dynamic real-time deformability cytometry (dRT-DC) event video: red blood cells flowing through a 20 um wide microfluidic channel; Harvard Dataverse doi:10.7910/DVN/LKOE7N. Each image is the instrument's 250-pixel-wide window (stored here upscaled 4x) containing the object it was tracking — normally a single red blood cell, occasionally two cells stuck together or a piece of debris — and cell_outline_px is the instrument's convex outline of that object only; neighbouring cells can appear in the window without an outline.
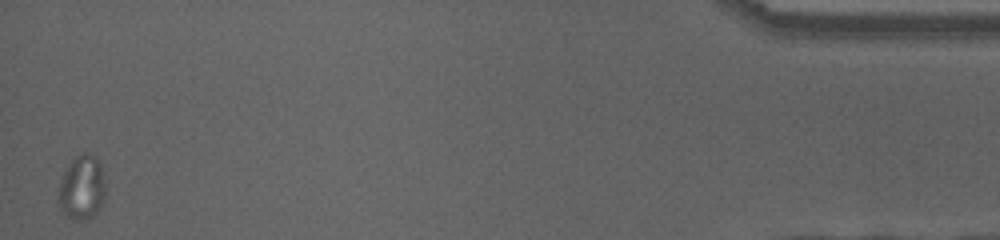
{"species": "human", "species_latin": "Homo sapiens", "temperature_condition": "cold", "stored_images_in_passage": 37, "camera_frame_rate_fps": 3000, "um_per_image_px": 0.085, "donor": {"sex": "female"}, "frame": {"image": 1, "passage_image": 37, "time_ms": 12.0, "image_size_px": [1000, 240], "cell_outline_px": [[104, 196], [100, 208], [92, 216], [84, 220], [72, 220], [60, 208], [56, 200], [60, 180], [64, 168], [80, 152], [88, 152], [100, 160], [104, 180]], "centroid_in_image_um": [6.93, 15.92], "position_along_channel_um": 428.3, "area_um2": 17.98}}